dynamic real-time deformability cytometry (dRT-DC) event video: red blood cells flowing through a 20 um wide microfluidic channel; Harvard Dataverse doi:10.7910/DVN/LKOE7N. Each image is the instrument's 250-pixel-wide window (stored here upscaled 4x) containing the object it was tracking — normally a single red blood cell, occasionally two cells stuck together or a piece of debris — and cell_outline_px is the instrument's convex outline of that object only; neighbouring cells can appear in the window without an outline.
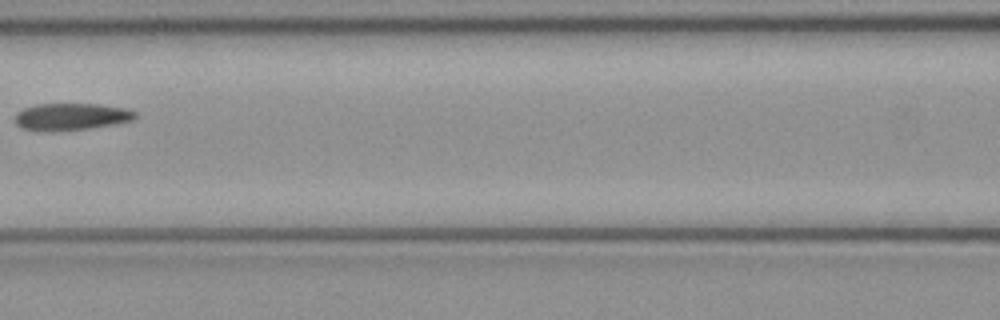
{"species": "common noctule bat (a hibernating species)", "species_latin": "Nyctalus noctula", "temperature_condition": "cold", "stored_images_in_passage": 5, "camera_frame_rate_fps": 3000, "um_per_image_px": 0.085, "animal": {"sex": "female", "body_mass_g": 21.9}, "frame": {"image": 1, "passage_image": 5, "time_ms": 1.333, "image_size_px": [1000, 320], "cell_outline_px": [[136, 116], [132, 120], [92, 128], [24, 128], [16, 124], [16, 112], [24, 108], [36, 104], [100, 104], [128, 108], [136, 112]], "centroid_in_image_um": [6.14, 9.85], "position_along_channel_um": 160.5, "area_um2": 17.98}}